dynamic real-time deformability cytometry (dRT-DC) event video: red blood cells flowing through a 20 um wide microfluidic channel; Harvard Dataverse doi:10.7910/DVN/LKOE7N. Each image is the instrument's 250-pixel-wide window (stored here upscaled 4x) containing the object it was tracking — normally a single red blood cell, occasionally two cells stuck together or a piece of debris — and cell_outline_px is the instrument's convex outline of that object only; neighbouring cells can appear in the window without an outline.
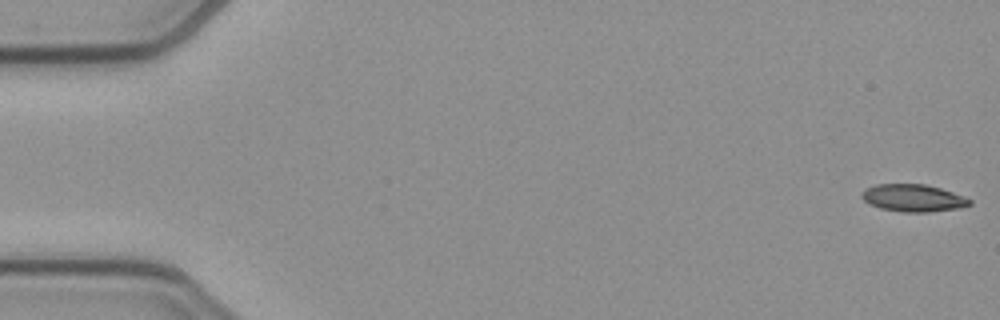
{"species": "common noctule bat (a hibernating species)", "species_latin": "Nyctalus noctula", "temperature_condition": "cold", "stored_images_in_passage": 52, "camera_frame_rate_fps": 3000, "um_per_image_px": 0.085, "animal": {"sex": "female", "body_mass_g": 21.9}, "frame": {"image": 1, "passage_image": 1, "time_ms": 0.0, "image_size_px": [1000, 320], "cell_outline_px": [[972, 204], [956, 208], [928, 212], [904, 212], [880, 208], [864, 200], [860, 196], [860, 192], [864, 188], [876, 184], [924, 184], [940, 188], [964, 196], [972, 200]], "centroid_in_image_um": [77.59, 16.82], "position_along_channel_um": 7.4, "area_um2": 17.11}}
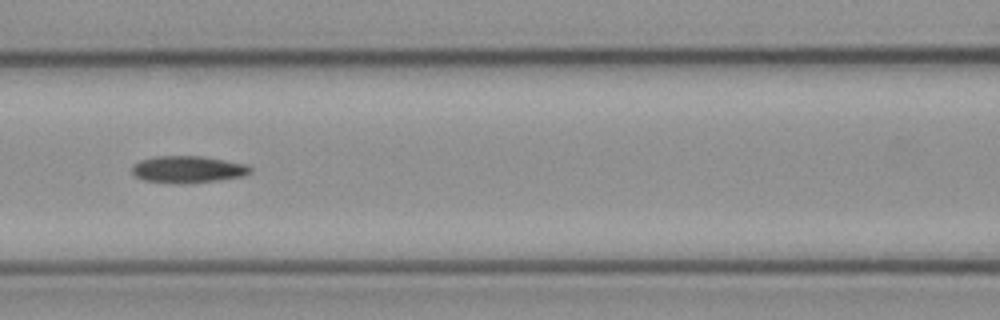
{"frame": {"image": 2, "passage_image": 23, "time_ms": 7.333, "image_size_px": [1000, 320], "cell_outline_px": [[252, 172], [244, 176], [220, 180], [192, 184], [172, 184], [144, 180], [132, 176], [132, 164], [140, 160], [156, 156], [200, 156], [244, 164], [252, 168]], "centroid_in_image_um": [15.92, 14.42], "position_along_channel_um": 150.7, "area_um2": 18.9}}
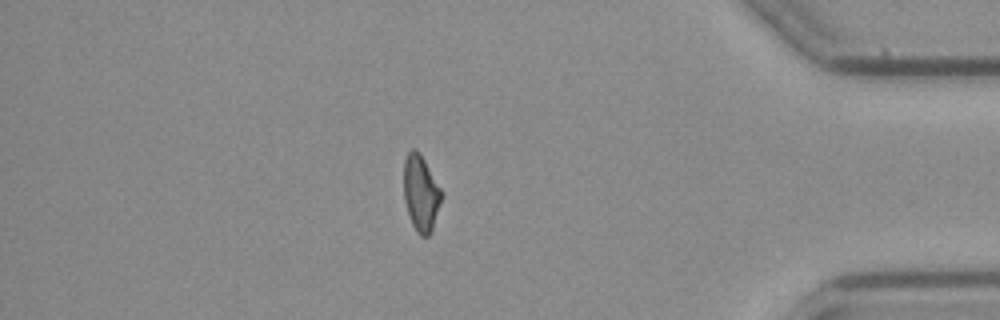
{"frame": {"image": 3, "passage_image": 45, "time_ms": 14.667, "image_size_px": [1000, 320], "cell_outline_px": [[444, 196], [432, 232], [428, 236], [420, 236], [416, 232], [412, 224], [404, 200], [404, 160], [408, 152], [412, 148], [416, 148], [420, 152], [444, 192]], "centroid_in_image_um": [35.81, 16.42], "position_along_channel_um": 399.4, "area_um2": 17.28}, "authors_computed_cell_mechanics": {"area_um2": 17.7446, "velocity_mm_per_s": 3.9182, "shape_relaxation_time_tau1_ms": 8.8541, "shape_relaxation_time_tau2_ms": 6.2989, "deformation_change_tau1": 0.1934, "deformation_change_tau2": 0.1576}}